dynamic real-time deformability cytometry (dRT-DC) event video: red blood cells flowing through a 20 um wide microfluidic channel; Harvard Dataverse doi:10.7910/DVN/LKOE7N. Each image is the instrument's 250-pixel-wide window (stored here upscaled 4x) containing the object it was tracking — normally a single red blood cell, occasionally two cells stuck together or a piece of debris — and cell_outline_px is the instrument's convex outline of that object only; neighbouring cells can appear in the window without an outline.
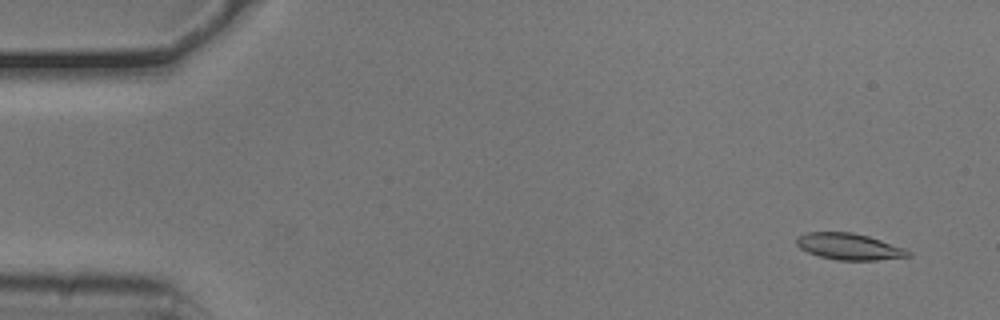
{"species": "common noctule bat (a hibernating species)", "species_latin": "Nyctalus noctula", "temperature_condition": "cold", "stored_images_in_passage": 54, "camera_frame_rate_fps": 3000, "um_per_image_px": 0.085, "animal": {"sex": "male", "body_mass_g": 20.5, "forearm_length_mm": 52.5}, "frame": {"image": 1, "passage_image": 4, "time_ms": 1.0, "image_size_px": [1000, 320], "cell_outline_px": [[912, 256], [876, 260], [836, 260], [820, 256], [808, 252], [800, 248], [796, 244], [796, 236], [808, 232], [852, 232], [868, 236], [904, 248], [912, 252]], "centroid_in_image_um": [72.16, 20.95], "position_along_channel_um": 12.8, "area_um2": 17.17}}
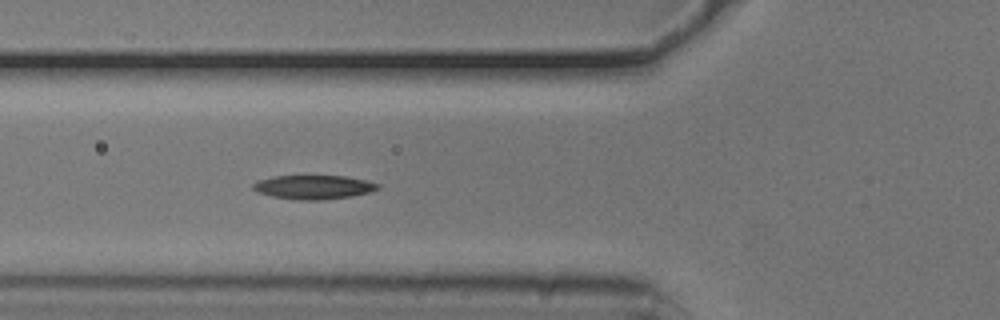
{"frame": {"image": 2, "passage_image": 20, "time_ms": 6.333, "image_size_px": [1000, 320], "cell_outline_px": [[380, 188], [372, 192], [352, 196], [320, 200], [300, 200], [272, 196], [256, 192], [252, 188], [252, 184], [260, 180], [272, 176], [344, 176], [364, 180], [380, 184]], "centroid_in_image_um": [26.66, 15.91], "position_along_channel_um": 99.1, "area_um2": 17.4}}
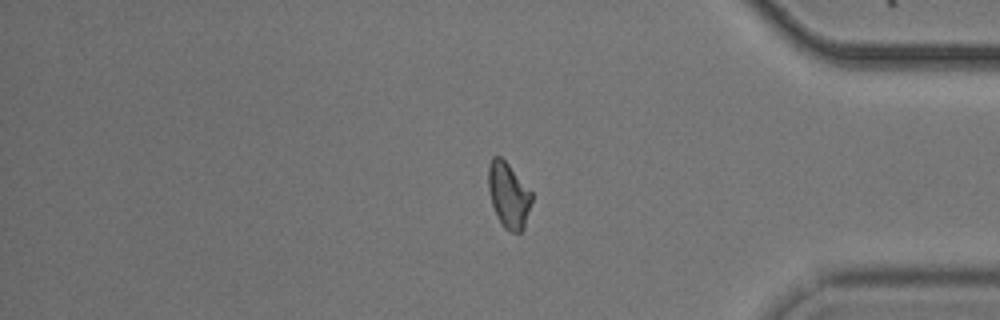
{"frame": {"image": 3, "passage_image": 45, "time_ms": 14.667, "image_size_px": [1000, 320], "cell_outline_px": [[532, 200], [524, 228], [520, 232], [512, 232], [504, 228], [496, 216], [492, 204], [488, 188], [488, 164], [492, 156], [500, 156], [508, 164], [532, 192]], "centroid_in_image_um": [43.21, 16.59], "position_along_channel_um": 392.0, "area_um2": 16.53}}